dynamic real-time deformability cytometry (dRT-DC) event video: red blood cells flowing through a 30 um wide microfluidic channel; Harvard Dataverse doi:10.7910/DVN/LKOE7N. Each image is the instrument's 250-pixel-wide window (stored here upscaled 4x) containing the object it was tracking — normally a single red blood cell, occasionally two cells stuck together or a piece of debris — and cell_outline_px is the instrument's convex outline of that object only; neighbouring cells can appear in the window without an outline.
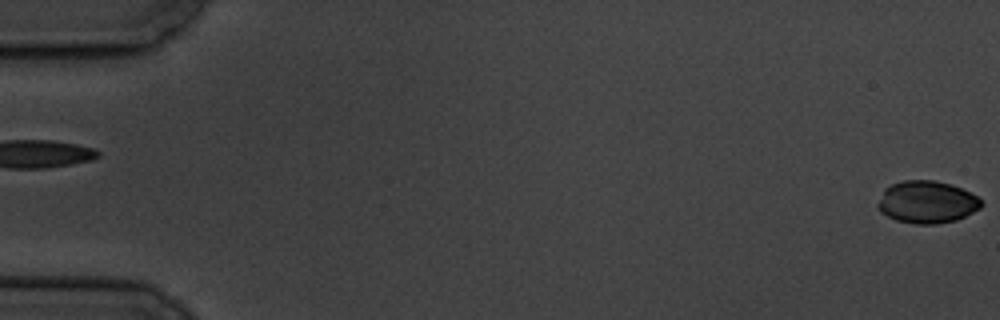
{"species": "common noctule bat (a hibernating species)", "species_latin": "Nyctalus noctula", "temperature_condition": "cold", "stored_images_in_passage": 6, "segment_of_instrument_passage": [2, 2], "camera_frame_rate_fps": 3000, "um_per_image_px": 0.085, "animal": {"sex": "male", "body_mass_g": 19.5, "forearm_length_mm": 54.6}, "frame": {"image": 1, "passage_image": 6, "time_ms": 5.667, "image_size_px": [1000, 320], "cell_outline_px": [[984, 204], [980, 208], [956, 220], [936, 224], [916, 224], [896, 220], [880, 212], [876, 204], [884, 188], [892, 184], [904, 180], [936, 180], [952, 184], [972, 192]], "centroid_in_image_um": [78.78, 17.16], "position_along_channel_um": 6.2, "area_um2": 25.72}}